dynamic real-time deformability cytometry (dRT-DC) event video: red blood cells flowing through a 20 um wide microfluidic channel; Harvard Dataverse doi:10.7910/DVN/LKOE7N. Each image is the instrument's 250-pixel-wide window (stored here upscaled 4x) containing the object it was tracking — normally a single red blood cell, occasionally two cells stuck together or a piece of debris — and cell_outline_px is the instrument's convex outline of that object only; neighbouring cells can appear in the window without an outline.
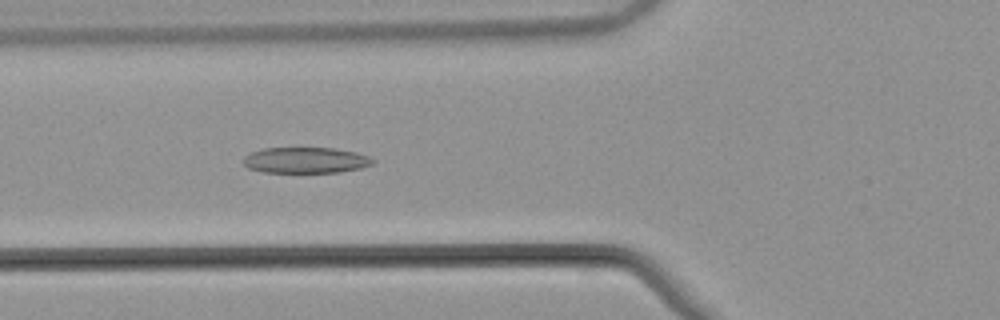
{"species": "common noctule bat (a hibernating species)", "species_latin": "Nyctalus noctula", "temperature_condition": "warm", "stored_images_in_passage": 28, "camera_frame_rate_fps": 3000, "um_per_image_px": 0.085, "animal": {"sex": "male", "body_mass_g": 21.5, "forearm_length_mm": 52.0}, "frame": {"image": 1, "passage_image": 9, "time_ms": 2.667, "image_size_px": [1000, 320], "cell_outline_px": [[376, 160], [372, 164], [360, 168], [340, 172], [264, 172], [248, 168], [244, 164], [244, 156], [252, 152], [264, 148], [336, 148], [356, 152], [368, 156]], "centroid_in_image_um": [26.0, 13.61], "position_along_channel_um": 99.8, "area_um2": 19.48}}
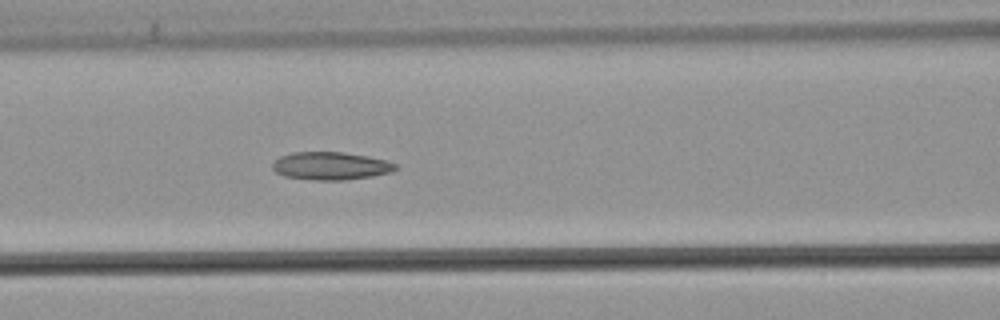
{"frame": {"image": 2, "passage_image": 12, "time_ms": 3.667, "image_size_px": [1000, 320], "cell_outline_px": [[396, 168], [392, 172], [372, 176], [344, 180], [312, 180], [284, 176], [276, 172], [272, 168], [272, 164], [280, 156], [292, 152], [344, 152], [368, 156], [388, 160], [396, 164]], "centroid_in_image_um": [28.12, 14.1], "position_along_channel_um": 138.5, "area_um2": 20.06}}
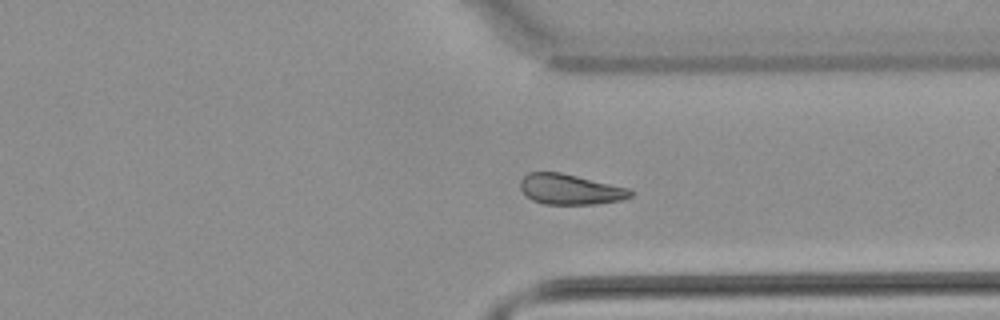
{"frame": {"image": 3, "passage_image": 26, "time_ms": 8.333, "image_size_px": [1000, 320], "cell_outline_px": [[632, 196], [620, 200], [596, 204], [544, 204], [532, 200], [524, 196], [520, 188], [520, 180], [528, 172], [560, 172], [628, 188], [632, 192]], "centroid_in_image_um": [48.4, 16.1], "position_along_channel_um": 363.0, "area_um2": 19.48}}